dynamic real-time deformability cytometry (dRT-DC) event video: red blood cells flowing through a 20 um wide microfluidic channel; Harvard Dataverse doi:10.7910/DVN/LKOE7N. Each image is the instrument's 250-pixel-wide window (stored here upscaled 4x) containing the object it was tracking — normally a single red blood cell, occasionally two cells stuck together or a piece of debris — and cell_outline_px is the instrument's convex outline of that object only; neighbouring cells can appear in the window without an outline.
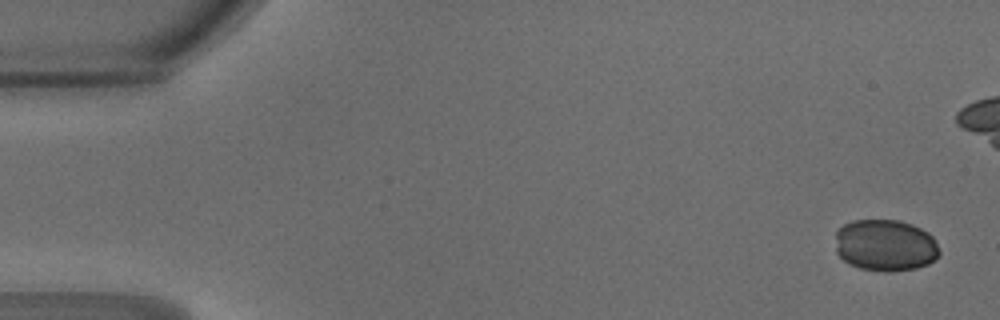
{"species": "common noctule bat (a hibernating species)", "species_latin": "Nyctalus noctula", "temperature_condition": "warm", "stored_images_in_passage": 41, "camera_frame_rate_fps": 3000, "um_per_image_px": 0.085, "animal": {"sex": "male", "body_mass_g": 18.8}, "frame": {"image": 1, "passage_image": 1, "time_ms": 0.0, "image_size_px": [1000, 320], "cell_outline_px": [[940, 252], [936, 260], [928, 264], [916, 268], [892, 272], [884, 272], [860, 268], [848, 264], [836, 252], [836, 232], [844, 224], [852, 220], [900, 220], [912, 224], [928, 232], [932, 236]], "centroid_in_image_um": [75.26, 20.86], "position_along_channel_um": 9.7, "area_um2": 31.62}}
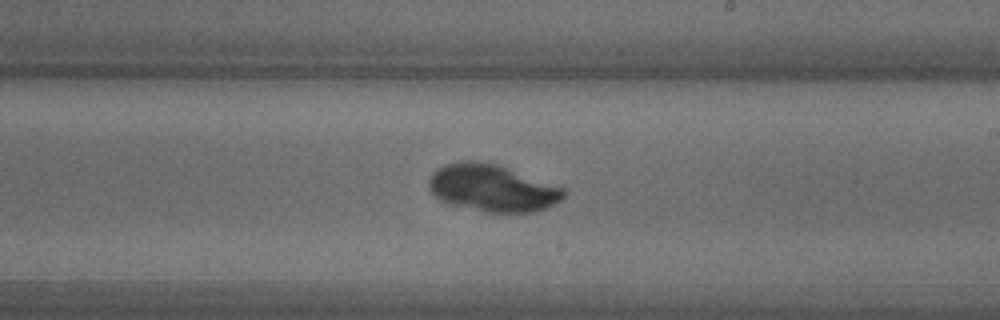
{"frame": {"image": 2, "passage_image": 27, "time_ms": 8.667, "image_size_px": [1000, 320], "cell_outline_px": [[568, 192], [560, 200], [544, 208], [532, 212], [484, 212], [452, 204], [440, 200], [428, 188], [428, 180], [432, 172], [436, 168], [444, 164], [460, 160], [476, 160], [500, 164], [564, 188]], "centroid_in_image_um": [41.81, 15.95], "position_along_channel_um": 247.2, "area_um2": 37.28}}
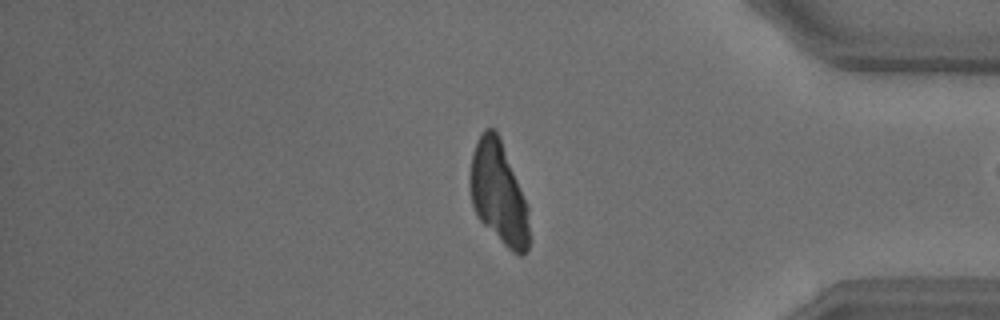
{"frame": {"image": 3, "passage_image": 39, "time_ms": 12.667, "image_size_px": [1000, 320], "cell_outline_px": [[528, 248], [524, 256], [520, 256], [512, 252], [476, 216], [472, 204], [468, 188], [468, 176], [472, 152], [476, 140], [484, 128], [496, 128], [500, 136], [528, 208]], "centroid_in_image_um": [42.33, 16.36], "position_along_channel_um": 392.9, "area_um2": 35.55}}